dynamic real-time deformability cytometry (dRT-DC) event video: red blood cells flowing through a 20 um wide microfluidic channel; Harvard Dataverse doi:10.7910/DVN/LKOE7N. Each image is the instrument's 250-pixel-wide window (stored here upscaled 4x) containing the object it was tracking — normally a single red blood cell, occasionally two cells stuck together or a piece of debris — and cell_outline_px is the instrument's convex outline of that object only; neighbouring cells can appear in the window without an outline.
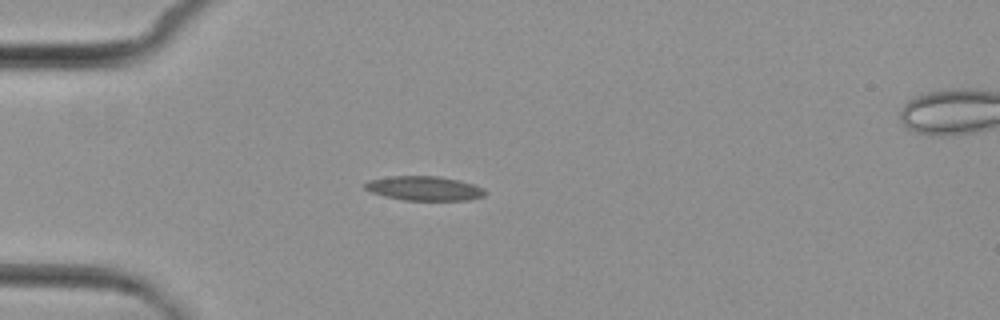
{"species": "common noctule bat (a hibernating species)", "species_latin": "Nyctalus noctula", "temperature_condition": "cold", "stored_images_in_passage": 6, "camera_frame_rate_fps": 3000, "um_per_image_px": 0.085, "animal": {"sex": "female", "body_mass_g": 29.2, "forearm_length_mm": 56.3}, "frame": {"image": 1, "passage_image": 3, "time_ms": 2.333, "image_size_px": [1000, 320], "cell_outline_px": [[488, 192], [484, 196], [468, 200], [404, 200], [384, 196], [372, 192], [364, 188], [364, 184], [368, 180], [392, 176], [440, 176], [460, 180], [484, 188]], "centroid_in_image_um": [36.09, 16.01], "position_along_channel_um": 48.9, "area_um2": 17.11}}
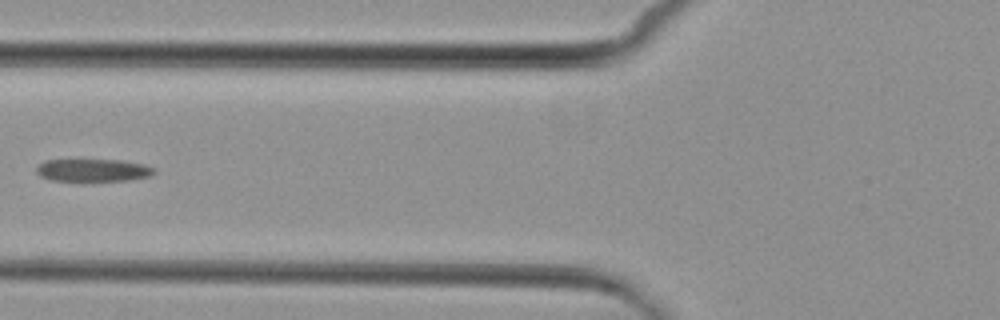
{"frame": {"image": 2, "passage_image": 5, "time_ms": 4.667, "image_size_px": [1000, 320], "cell_outline_px": [[156, 172], [152, 176], [132, 180], [52, 180], [40, 176], [36, 172], [36, 168], [44, 160], [120, 160], [144, 164], [156, 168]], "centroid_in_image_um": [7.97, 14.46], "position_along_channel_um": 117.8, "area_um2": 15.43}}
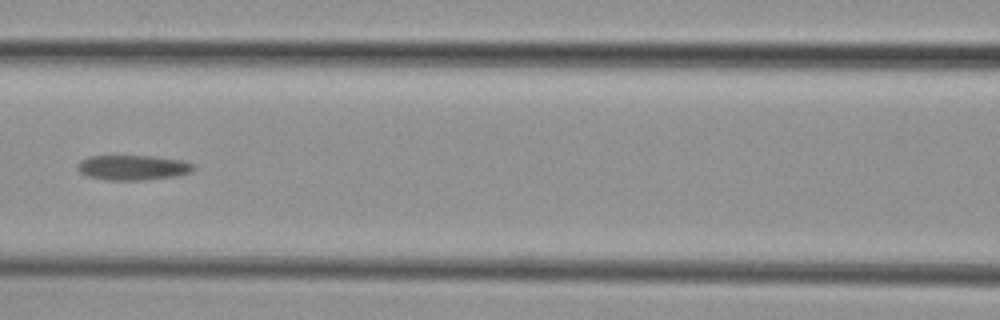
{"frame": {"image": 3, "passage_image": 6, "time_ms": 5.667, "image_size_px": [1000, 320], "cell_outline_px": [[196, 168], [192, 172], [180, 176], [148, 180], [104, 180], [88, 176], [80, 172], [76, 168], [76, 164], [80, 160], [88, 156], [152, 156], [180, 160], [192, 164]], "centroid_in_image_um": [11.29, 14.25], "position_along_channel_um": 155.3, "area_um2": 17.17}}